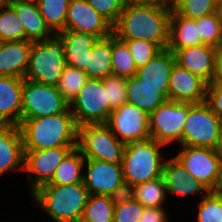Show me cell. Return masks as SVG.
Segmentation results:
<instances>
[{
    "mask_svg": "<svg viewBox=\"0 0 222 222\" xmlns=\"http://www.w3.org/2000/svg\"><path fill=\"white\" fill-rule=\"evenodd\" d=\"M172 7L156 3L127 2L113 34L120 40H145L167 49Z\"/></svg>",
    "mask_w": 222,
    "mask_h": 222,
    "instance_id": "cell-1",
    "label": "cell"
},
{
    "mask_svg": "<svg viewBox=\"0 0 222 222\" xmlns=\"http://www.w3.org/2000/svg\"><path fill=\"white\" fill-rule=\"evenodd\" d=\"M24 151L77 146V128L68 108L64 113L21 121Z\"/></svg>",
    "mask_w": 222,
    "mask_h": 222,
    "instance_id": "cell-2",
    "label": "cell"
},
{
    "mask_svg": "<svg viewBox=\"0 0 222 222\" xmlns=\"http://www.w3.org/2000/svg\"><path fill=\"white\" fill-rule=\"evenodd\" d=\"M89 195L84 182L44 184L32 192L35 202L55 222H80Z\"/></svg>",
    "mask_w": 222,
    "mask_h": 222,
    "instance_id": "cell-3",
    "label": "cell"
},
{
    "mask_svg": "<svg viewBox=\"0 0 222 222\" xmlns=\"http://www.w3.org/2000/svg\"><path fill=\"white\" fill-rule=\"evenodd\" d=\"M162 146L152 138L125 145L121 165L127 190L162 177L165 163L159 150Z\"/></svg>",
    "mask_w": 222,
    "mask_h": 222,
    "instance_id": "cell-4",
    "label": "cell"
},
{
    "mask_svg": "<svg viewBox=\"0 0 222 222\" xmlns=\"http://www.w3.org/2000/svg\"><path fill=\"white\" fill-rule=\"evenodd\" d=\"M65 67L64 44L55 34L50 39L32 43L24 79L57 86Z\"/></svg>",
    "mask_w": 222,
    "mask_h": 222,
    "instance_id": "cell-5",
    "label": "cell"
},
{
    "mask_svg": "<svg viewBox=\"0 0 222 222\" xmlns=\"http://www.w3.org/2000/svg\"><path fill=\"white\" fill-rule=\"evenodd\" d=\"M85 159L121 164L125 144L106 124H87L77 128V146Z\"/></svg>",
    "mask_w": 222,
    "mask_h": 222,
    "instance_id": "cell-6",
    "label": "cell"
},
{
    "mask_svg": "<svg viewBox=\"0 0 222 222\" xmlns=\"http://www.w3.org/2000/svg\"><path fill=\"white\" fill-rule=\"evenodd\" d=\"M221 129V120L205 101L189 103V113L183 127V137L180 145L182 147L192 146L214 149Z\"/></svg>",
    "mask_w": 222,
    "mask_h": 222,
    "instance_id": "cell-7",
    "label": "cell"
},
{
    "mask_svg": "<svg viewBox=\"0 0 222 222\" xmlns=\"http://www.w3.org/2000/svg\"><path fill=\"white\" fill-rule=\"evenodd\" d=\"M77 126L105 124L113 110L107 101L103 79L89 78L78 95L69 104Z\"/></svg>",
    "mask_w": 222,
    "mask_h": 222,
    "instance_id": "cell-8",
    "label": "cell"
},
{
    "mask_svg": "<svg viewBox=\"0 0 222 222\" xmlns=\"http://www.w3.org/2000/svg\"><path fill=\"white\" fill-rule=\"evenodd\" d=\"M69 103L57 86L24 79L22 86L21 121L64 113Z\"/></svg>",
    "mask_w": 222,
    "mask_h": 222,
    "instance_id": "cell-9",
    "label": "cell"
},
{
    "mask_svg": "<svg viewBox=\"0 0 222 222\" xmlns=\"http://www.w3.org/2000/svg\"><path fill=\"white\" fill-rule=\"evenodd\" d=\"M189 113V102L166 100L149 115L150 138L166 145L180 141L183 127Z\"/></svg>",
    "mask_w": 222,
    "mask_h": 222,
    "instance_id": "cell-10",
    "label": "cell"
},
{
    "mask_svg": "<svg viewBox=\"0 0 222 222\" xmlns=\"http://www.w3.org/2000/svg\"><path fill=\"white\" fill-rule=\"evenodd\" d=\"M85 161L87 173L83 174V182L90 195H109L117 198L128 193L121 164L95 159Z\"/></svg>",
    "mask_w": 222,
    "mask_h": 222,
    "instance_id": "cell-11",
    "label": "cell"
},
{
    "mask_svg": "<svg viewBox=\"0 0 222 222\" xmlns=\"http://www.w3.org/2000/svg\"><path fill=\"white\" fill-rule=\"evenodd\" d=\"M105 124L125 145L150 138L149 115L129 103L112 110Z\"/></svg>",
    "mask_w": 222,
    "mask_h": 222,
    "instance_id": "cell-12",
    "label": "cell"
},
{
    "mask_svg": "<svg viewBox=\"0 0 222 222\" xmlns=\"http://www.w3.org/2000/svg\"><path fill=\"white\" fill-rule=\"evenodd\" d=\"M74 148L76 146H59L45 150L24 151V170L32 181L29 182L32 186L31 193L51 180L57 166Z\"/></svg>",
    "mask_w": 222,
    "mask_h": 222,
    "instance_id": "cell-13",
    "label": "cell"
},
{
    "mask_svg": "<svg viewBox=\"0 0 222 222\" xmlns=\"http://www.w3.org/2000/svg\"><path fill=\"white\" fill-rule=\"evenodd\" d=\"M174 157L191 177L201 182L209 190L213 188L221 160L215 149L186 146Z\"/></svg>",
    "mask_w": 222,
    "mask_h": 222,
    "instance_id": "cell-14",
    "label": "cell"
},
{
    "mask_svg": "<svg viewBox=\"0 0 222 222\" xmlns=\"http://www.w3.org/2000/svg\"><path fill=\"white\" fill-rule=\"evenodd\" d=\"M63 30L96 34L105 38L113 33V26L92 8L88 1L70 0Z\"/></svg>",
    "mask_w": 222,
    "mask_h": 222,
    "instance_id": "cell-15",
    "label": "cell"
},
{
    "mask_svg": "<svg viewBox=\"0 0 222 222\" xmlns=\"http://www.w3.org/2000/svg\"><path fill=\"white\" fill-rule=\"evenodd\" d=\"M174 53L176 64L199 76L208 84L213 81L217 48L207 44L169 49Z\"/></svg>",
    "mask_w": 222,
    "mask_h": 222,
    "instance_id": "cell-16",
    "label": "cell"
},
{
    "mask_svg": "<svg viewBox=\"0 0 222 222\" xmlns=\"http://www.w3.org/2000/svg\"><path fill=\"white\" fill-rule=\"evenodd\" d=\"M208 83L185 68L174 64L169 79V100L201 103L206 100Z\"/></svg>",
    "mask_w": 222,
    "mask_h": 222,
    "instance_id": "cell-17",
    "label": "cell"
},
{
    "mask_svg": "<svg viewBox=\"0 0 222 222\" xmlns=\"http://www.w3.org/2000/svg\"><path fill=\"white\" fill-rule=\"evenodd\" d=\"M24 78L0 76V125L21 123Z\"/></svg>",
    "mask_w": 222,
    "mask_h": 222,
    "instance_id": "cell-18",
    "label": "cell"
},
{
    "mask_svg": "<svg viewBox=\"0 0 222 222\" xmlns=\"http://www.w3.org/2000/svg\"><path fill=\"white\" fill-rule=\"evenodd\" d=\"M17 167L24 170V145L20 127L0 125V176Z\"/></svg>",
    "mask_w": 222,
    "mask_h": 222,
    "instance_id": "cell-19",
    "label": "cell"
},
{
    "mask_svg": "<svg viewBox=\"0 0 222 222\" xmlns=\"http://www.w3.org/2000/svg\"><path fill=\"white\" fill-rule=\"evenodd\" d=\"M56 35L63 41L66 65L84 71L87 68L88 54H91L92 46L100 37L72 30H63Z\"/></svg>",
    "mask_w": 222,
    "mask_h": 222,
    "instance_id": "cell-20",
    "label": "cell"
},
{
    "mask_svg": "<svg viewBox=\"0 0 222 222\" xmlns=\"http://www.w3.org/2000/svg\"><path fill=\"white\" fill-rule=\"evenodd\" d=\"M32 41H5L0 48V76L24 78L30 54Z\"/></svg>",
    "mask_w": 222,
    "mask_h": 222,
    "instance_id": "cell-21",
    "label": "cell"
},
{
    "mask_svg": "<svg viewBox=\"0 0 222 222\" xmlns=\"http://www.w3.org/2000/svg\"><path fill=\"white\" fill-rule=\"evenodd\" d=\"M169 100V87H150L136 75L127 78V103L143 110L147 115Z\"/></svg>",
    "mask_w": 222,
    "mask_h": 222,
    "instance_id": "cell-22",
    "label": "cell"
},
{
    "mask_svg": "<svg viewBox=\"0 0 222 222\" xmlns=\"http://www.w3.org/2000/svg\"><path fill=\"white\" fill-rule=\"evenodd\" d=\"M163 178L167 192L181 195L194 193L208 194L210 190L189 175L183 165L175 158H170L164 163Z\"/></svg>",
    "mask_w": 222,
    "mask_h": 222,
    "instance_id": "cell-23",
    "label": "cell"
},
{
    "mask_svg": "<svg viewBox=\"0 0 222 222\" xmlns=\"http://www.w3.org/2000/svg\"><path fill=\"white\" fill-rule=\"evenodd\" d=\"M176 63L174 53L162 49L147 64L136 71V76L150 87H169L171 70Z\"/></svg>",
    "mask_w": 222,
    "mask_h": 222,
    "instance_id": "cell-24",
    "label": "cell"
},
{
    "mask_svg": "<svg viewBox=\"0 0 222 222\" xmlns=\"http://www.w3.org/2000/svg\"><path fill=\"white\" fill-rule=\"evenodd\" d=\"M10 5L24 25L26 40L32 42L44 41L55 35L41 16L36 1L16 2Z\"/></svg>",
    "mask_w": 222,
    "mask_h": 222,
    "instance_id": "cell-25",
    "label": "cell"
},
{
    "mask_svg": "<svg viewBox=\"0 0 222 222\" xmlns=\"http://www.w3.org/2000/svg\"><path fill=\"white\" fill-rule=\"evenodd\" d=\"M198 35L197 19L182 17L172 9L167 49H182L189 46L201 45L203 43Z\"/></svg>",
    "mask_w": 222,
    "mask_h": 222,
    "instance_id": "cell-26",
    "label": "cell"
},
{
    "mask_svg": "<svg viewBox=\"0 0 222 222\" xmlns=\"http://www.w3.org/2000/svg\"><path fill=\"white\" fill-rule=\"evenodd\" d=\"M88 78L104 79L112 75V34L100 38L88 54L87 68L84 70Z\"/></svg>",
    "mask_w": 222,
    "mask_h": 222,
    "instance_id": "cell-27",
    "label": "cell"
},
{
    "mask_svg": "<svg viewBox=\"0 0 222 222\" xmlns=\"http://www.w3.org/2000/svg\"><path fill=\"white\" fill-rule=\"evenodd\" d=\"M85 158L77 148H74L57 166L51 180L46 184L70 185L83 182L81 170Z\"/></svg>",
    "mask_w": 222,
    "mask_h": 222,
    "instance_id": "cell-28",
    "label": "cell"
},
{
    "mask_svg": "<svg viewBox=\"0 0 222 222\" xmlns=\"http://www.w3.org/2000/svg\"><path fill=\"white\" fill-rule=\"evenodd\" d=\"M128 193L144 207H163L167 198L163 176L135 185L128 190Z\"/></svg>",
    "mask_w": 222,
    "mask_h": 222,
    "instance_id": "cell-29",
    "label": "cell"
},
{
    "mask_svg": "<svg viewBox=\"0 0 222 222\" xmlns=\"http://www.w3.org/2000/svg\"><path fill=\"white\" fill-rule=\"evenodd\" d=\"M115 201L109 195H89L80 222H113Z\"/></svg>",
    "mask_w": 222,
    "mask_h": 222,
    "instance_id": "cell-30",
    "label": "cell"
},
{
    "mask_svg": "<svg viewBox=\"0 0 222 222\" xmlns=\"http://www.w3.org/2000/svg\"><path fill=\"white\" fill-rule=\"evenodd\" d=\"M70 0H36L40 14L54 34L66 26L67 9Z\"/></svg>",
    "mask_w": 222,
    "mask_h": 222,
    "instance_id": "cell-31",
    "label": "cell"
},
{
    "mask_svg": "<svg viewBox=\"0 0 222 222\" xmlns=\"http://www.w3.org/2000/svg\"><path fill=\"white\" fill-rule=\"evenodd\" d=\"M137 67L127 43L112 33V75L132 77Z\"/></svg>",
    "mask_w": 222,
    "mask_h": 222,
    "instance_id": "cell-32",
    "label": "cell"
},
{
    "mask_svg": "<svg viewBox=\"0 0 222 222\" xmlns=\"http://www.w3.org/2000/svg\"><path fill=\"white\" fill-rule=\"evenodd\" d=\"M88 79L83 70L66 65L57 85L58 91L70 104Z\"/></svg>",
    "mask_w": 222,
    "mask_h": 222,
    "instance_id": "cell-33",
    "label": "cell"
},
{
    "mask_svg": "<svg viewBox=\"0 0 222 222\" xmlns=\"http://www.w3.org/2000/svg\"><path fill=\"white\" fill-rule=\"evenodd\" d=\"M0 38L4 41L25 40L24 25L10 4L0 8Z\"/></svg>",
    "mask_w": 222,
    "mask_h": 222,
    "instance_id": "cell-34",
    "label": "cell"
},
{
    "mask_svg": "<svg viewBox=\"0 0 222 222\" xmlns=\"http://www.w3.org/2000/svg\"><path fill=\"white\" fill-rule=\"evenodd\" d=\"M216 0H174L172 9L182 17L198 19L214 13Z\"/></svg>",
    "mask_w": 222,
    "mask_h": 222,
    "instance_id": "cell-35",
    "label": "cell"
},
{
    "mask_svg": "<svg viewBox=\"0 0 222 222\" xmlns=\"http://www.w3.org/2000/svg\"><path fill=\"white\" fill-rule=\"evenodd\" d=\"M144 206L129 193L116 198L113 222H138Z\"/></svg>",
    "mask_w": 222,
    "mask_h": 222,
    "instance_id": "cell-36",
    "label": "cell"
},
{
    "mask_svg": "<svg viewBox=\"0 0 222 222\" xmlns=\"http://www.w3.org/2000/svg\"><path fill=\"white\" fill-rule=\"evenodd\" d=\"M199 37L203 44L211 45L217 49L222 44V24L218 21L215 14H209L197 19Z\"/></svg>",
    "mask_w": 222,
    "mask_h": 222,
    "instance_id": "cell-37",
    "label": "cell"
},
{
    "mask_svg": "<svg viewBox=\"0 0 222 222\" xmlns=\"http://www.w3.org/2000/svg\"><path fill=\"white\" fill-rule=\"evenodd\" d=\"M104 89L107 90V101L114 110L127 103V78L109 75L103 79Z\"/></svg>",
    "mask_w": 222,
    "mask_h": 222,
    "instance_id": "cell-38",
    "label": "cell"
},
{
    "mask_svg": "<svg viewBox=\"0 0 222 222\" xmlns=\"http://www.w3.org/2000/svg\"><path fill=\"white\" fill-rule=\"evenodd\" d=\"M197 208V222H222V198L219 194H203Z\"/></svg>",
    "mask_w": 222,
    "mask_h": 222,
    "instance_id": "cell-39",
    "label": "cell"
},
{
    "mask_svg": "<svg viewBox=\"0 0 222 222\" xmlns=\"http://www.w3.org/2000/svg\"><path fill=\"white\" fill-rule=\"evenodd\" d=\"M123 41L127 43L137 69L147 64L161 51L156 44L149 41L139 39Z\"/></svg>",
    "mask_w": 222,
    "mask_h": 222,
    "instance_id": "cell-40",
    "label": "cell"
},
{
    "mask_svg": "<svg viewBox=\"0 0 222 222\" xmlns=\"http://www.w3.org/2000/svg\"><path fill=\"white\" fill-rule=\"evenodd\" d=\"M89 5L114 26L127 4V0H87Z\"/></svg>",
    "mask_w": 222,
    "mask_h": 222,
    "instance_id": "cell-41",
    "label": "cell"
},
{
    "mask_svg": "<svg viewBox=\"0 0 222 222\" xmlns=\"http://www.w3.org/2000/svg\"><path fill=\"white\" fill-rule=\"evenodd\" d=\"M205 102L211 110L219 117L222 123V85L218 83H209L207 86Z\"/></svg>",
    "mask_w": 222,
    "mask_h": 222,
    "instance_id": "cell-42",
    "label": "cell"
},
{
    "mask_svg": "<svg viewBox=\"0 0 222 222\" xmlns=\"http://www.w3.org/2000/svg\"><path fill=\"white\" fill-rule=\"evenodd\" d=\"M167 215L163 207H144L138 222H168Z\"/></svg>",
    "mask_w": 222,
    "mask_h": 222,
    "instance_id": "cell-43",
    "label": "cell"
},
{
    "mask_svg": "<svg viewBox=\"0 0 222 222\" xmlns=\"http://www.w3.org/2000/svg\"><path fill=\"white\" fill-rule=\"evenodd\" d=\"M211 83H218L222 85V48L217 50L215 73Z\"/></svg>",
    "mask_w": 222,
    "mask_h": 222,
    "instance_id": "cell-44",
    "label": "cell"
},
{
    "mask_svg": "<svg viewBox=\"0 0 222 222\" xmlns=\"http://www.w3.org/2000/svg\"><path fill=\"white\" fill-rule=\"evenodd\" d=\"M210 192L214 194L222 193V160H220L217 171V177L213 185V188L210 190Z\"/></svg>",
    "mask_w": 222,
    "mask_h": 222,
    "instance_id": "cell-45",
    "label": "cell"
},
{
    "mask_svg": "<svg viewBox=\"0 0 222 222\" xmlns=\"http://www.w3.org/2000/svg\"><path fill=\"white\" fill-rule=\"evenodd\" d=\"M133 3H156L163 6L172 7L174 0H127Z\"/></svg>",
    "mask_w": 222,
    "mask_h": 222,
    "instance_id": "cell-46",
    "label": "cell"
},
{
    "mask_svg": "<svg viewBox=\"0 0 222 222\" xmlns=\"http://www.w3.org/2000/svg\"><path fill=\"white\" fill-rule=\"evenodd\" d=\"M214 14L218 21L222 24V0H216Z\"/></svg>",
    "mask_w": 222,
    "mask_h": 222,
    "instance_id": "cell-47",
    "label": "cell"
},
{
    "mask_svg": "<svg viewBox=\"0 0 222 222\" xmlns=\"http://www.w3.org/2000/svg\"><path fill=\"white\" fill-rule=\"evenodd\" d=\"M214 149H215L216 154L222 160V129H221L218 141H217V145H216V147Z\"/></svg>",
    "mask_w": 222,
    "mask_h": 222,
    "instance_id": "cell-48",
    "label": "cell"
},
{
    "mask_svg": "<svg viewBox=\"0 0 222 222\" xmlns=\"http://www.w3.org/2000/svg\"><path fill=\"white\" fill-rule=\"evenodd\" d=\"M9 4L8 0H0V8L7 6Z\"/></svg>",
    "mask_w": 222,
    "mask_h": 222,
    "instance_id": "cell-49",
    "label": "cell"
},
{
    "mask_svg": "<svg viewBox=\"0 0 222 222\" xmlns=\"http://www.w3.org/2000/svg\"><path fill=\"white\" fill-rule=\"evenodd\" d=\"M9 4L16 3V2H25V1H36V0H8Z\"/></svg>",
    "mask_w": 222,
    "mask_h": 222,
    "instance_id": "cell-50",
    "label": "cell"
},
{
    "mask_svg": "<svg viewBox=\"0 0 222 222\" xmlns=\"http://www.w3.org/2000/svg\"><path fill=\"white\" fill-rule=\"evenodd\" d=\"M4 42H5V41L0 38V48L2 47V45H3Z\"/></svg>",
    "mask_w": 222,
    "mask_h": 222,
    "instance_id": "cell-51",
    "label": "cell"
}]
</instances>
